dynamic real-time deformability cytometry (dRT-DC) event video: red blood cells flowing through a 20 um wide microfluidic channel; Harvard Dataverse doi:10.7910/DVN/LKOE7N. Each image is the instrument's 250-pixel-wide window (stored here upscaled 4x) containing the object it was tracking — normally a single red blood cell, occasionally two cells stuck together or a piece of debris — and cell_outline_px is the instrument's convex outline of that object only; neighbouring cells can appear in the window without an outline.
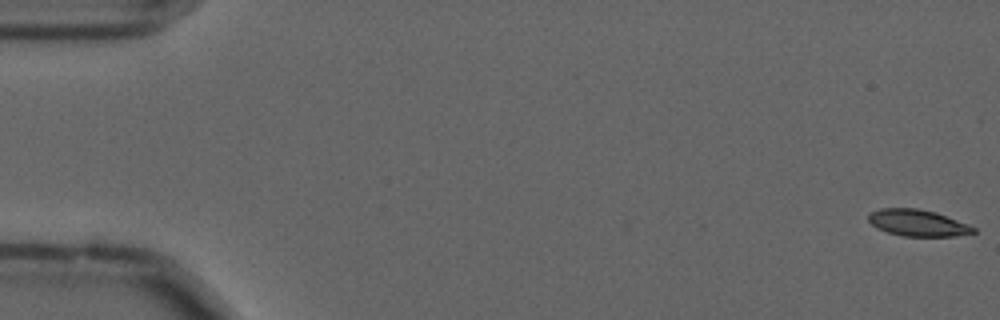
{"species": "common noctule bat (a hibernating species)", "species_latin": "Nyctalus noctula", "temperature_condition": "cold", "stored_images_in_passage": 3, "camera_frame_rate_fps": 3000, "um_per_image_px": 0.085, "animal": {"sex": "male", "forearm_length_mm": 52.5}, "frame": {"image": 1, "passage_image": 1, "time_ms": 0.0, "image_size_px": [1000, 320], "cell_outline_px": [[976, 232], [956, 236], [904, 236], [888, 232], [876, 228], [868, 220], [868, 216], [872, 212], [880, 208], [916, 208], [936, 212], [968, 224], [976, 228]], "centroid_in_image_um": [78.02, 18.94], "position_along_channel_um": 7.0, "area_um2": 16.18}}